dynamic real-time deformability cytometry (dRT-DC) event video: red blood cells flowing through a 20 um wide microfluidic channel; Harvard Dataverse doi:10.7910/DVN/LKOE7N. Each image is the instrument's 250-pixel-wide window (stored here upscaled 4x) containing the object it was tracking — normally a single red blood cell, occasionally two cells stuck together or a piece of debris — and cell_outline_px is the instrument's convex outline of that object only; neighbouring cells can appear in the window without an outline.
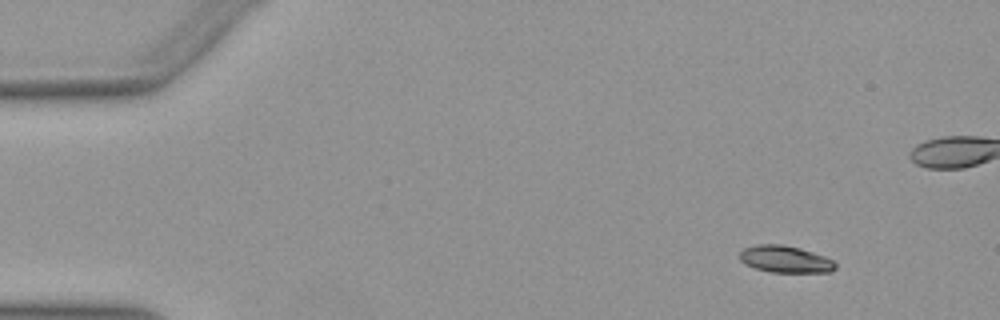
{"species": "Egyptian fruit bat (a non-hibernating species)", "species_latin": "Rousettus aegyptiacus", "temperature_condition": "warm", "stored_images_in_passage": 48, "camera_frame_rate_fps": 3000, "um_per_image_px": 0.085, "animal": {"sex": "female"}, "frame": {"image": 1, "passage_image": 1, "time_ms": 0.0, "image_size_px": [1000, 320], "cell_outline_px": [[836, 268], [832, 272], [772, 272], [756, 268], [740, 260], [740, 252], [744, 248], [756, 244], [780, 244], [800, 248], [824, 256], [832, 260], [836, 264]], "centroid_in_image_um": [66.77, 22.03], "position_along_channel_um": 18.2, "area_um2": 14.85}}
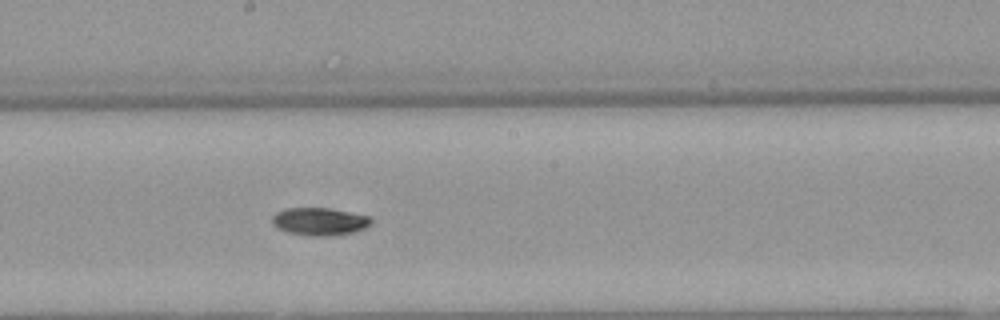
{"frame": {"image": 2, "passage_image": 24, "time_ms": 7.667, "image_size_px": [1000, 320], "cell_outline_px": [[372, 224], [356, 232], [332, 236], [308, 236], [288, 232], [276, 228], [272, 224], [272, 216], [276, 212], [284, 208], [328, 208], [372, 216]], "centroid_in_image_um": [27.17, 18.83], "position_along_channel_um": 221.0, "area_um2": 16.3}}
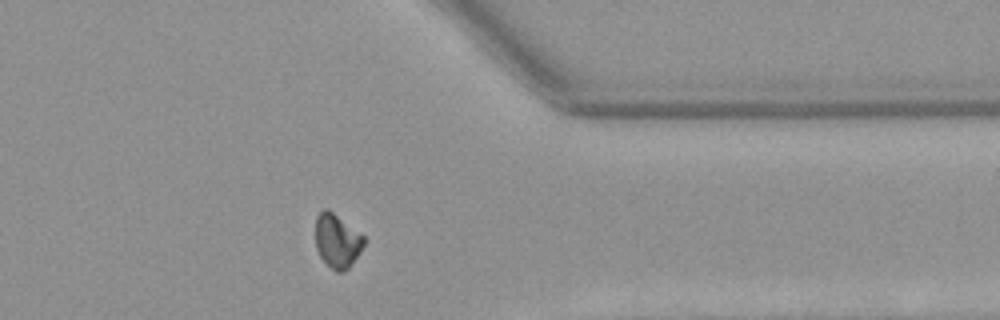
{"frame": {"image": 3, "passage_image": 37, "time_ms": 12.0, "image_size_px": [1000, 320], "cell_outline_px": [[364, 244], [360, 252], [348, 268], [344, 272], [336, 272], [320, 256], [316, 248], [316, 216], [324, 208], [328, 208], [364, 236]], "centroid_in_image_um": [28.65, 20.46], "position_along_channel_um": 382.7, "area_um2": 15.03}, "authors_computed_cell_mechanics": {"area_um2": 15.4326, "velocity_mm_per_s": 3.9662, "shape_relaxation_time_tau1_ms": 4.3756, "shape_relaxation_time_tau2_ms": null, "deformation_change_tau1": 0.1336, "deformation_change_tau2": null}}